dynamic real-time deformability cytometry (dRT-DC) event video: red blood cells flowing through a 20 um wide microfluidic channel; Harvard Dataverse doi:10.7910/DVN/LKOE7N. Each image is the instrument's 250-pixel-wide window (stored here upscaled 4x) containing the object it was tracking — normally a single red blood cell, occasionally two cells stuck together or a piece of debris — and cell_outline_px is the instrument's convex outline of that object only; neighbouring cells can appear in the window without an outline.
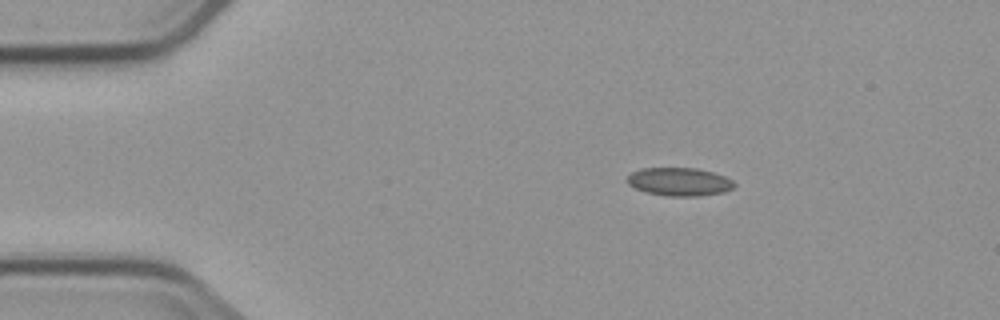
{"species": "common noctule bat (a hibernating species)", "species_latin": "Nyctalus noctula", "temperature_condition": "cold", "stored_images_in_passage": 4, "camera_frame_rate_fps": 3000, "um_per_image_px": 0.085, "animal": {"sex": "male", "body_mass_g": 23.1, "forearm_length_mm": 52.7}, "frame": {"image": 1, "passage_image": 2, "time_ms": 1.333, "image_size_px": [1000, 320], "cell_outline_px": [[736, 184], [732, 188], [724, 192], [700, 196], [668, 196], [644, 192], [628, 184], [628, 176], [632, 172], [640, 168], [696, 168], [712, 172], [724, 176], [732, 180]], "centroid_in_image_um": [57.74, 15.45], "position_along_channel_um": 27.3, "area_um2": 17.57}}
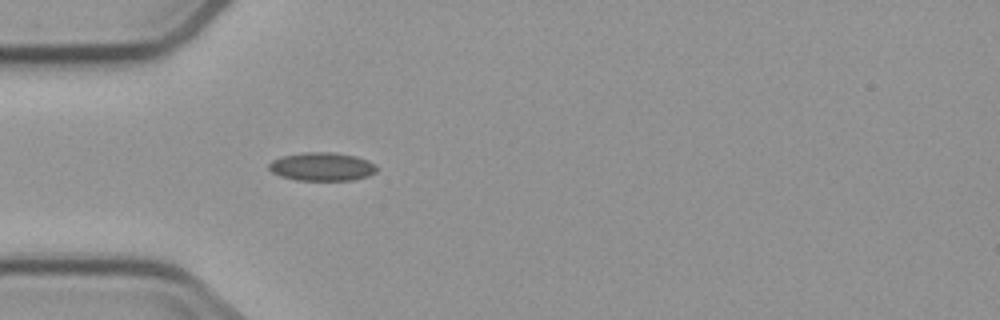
{"frame": {"image": 2, "passage_image": 4, "time_ms": 3.667, "image_size_px": [1000, 320], "cell_outline_px": [[376, 172], [368, 176], [352, 180], [296, 180], [280, 176], [272, 172], [268, 168], [268, 164], [272, 160], [280, 156], [304, 152], [332, 152], [356, 156], [368, 160], [376, 164]], "centroid_in_image_um": [27.35, 14.16], "position_along_channel_um": 57.6, "area_um2": 17.98}}